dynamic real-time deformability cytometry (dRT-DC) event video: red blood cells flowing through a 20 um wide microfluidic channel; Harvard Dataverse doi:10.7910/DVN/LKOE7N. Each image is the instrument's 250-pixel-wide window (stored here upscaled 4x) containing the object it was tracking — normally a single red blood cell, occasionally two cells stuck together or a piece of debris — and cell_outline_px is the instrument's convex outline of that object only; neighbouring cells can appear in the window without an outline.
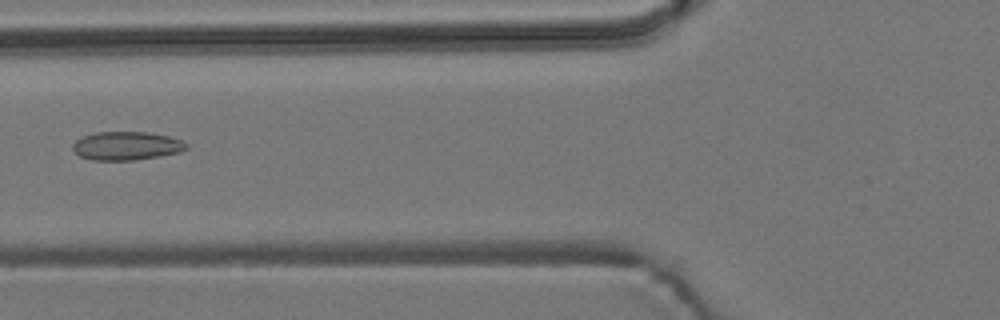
{"species": "common noctule bat (a hibernating species)", "species_latin": "Nyctalus noctula", "temperature_condition": "room temperature", "stored_images_in_passage": 2, "camera_frame_rate_fps": 3000, "um_per_image_px": 0.085, "animal": {"sex": "male", "body_mass_g": 19.2, "forearm_length_mm": 51.8}, "frame": {"image": 1, "passage_image": 2, "time_ms": 1.333, "image_size_px": [1000, 320], "cell_outline_px": [[188, 148], [180, 152], [160, 156], [132, 160], [92, 160], [80, 156], [72, 148], [72, 144], [76, 140], [84, 136], [96, 132], [148, 132], [168, 136], [180, 140], [188, 144]], "centroid_in_image_um": [10.76, 12.39], "position_along_channel_um": 115.0, "area_um2": 18.79}}